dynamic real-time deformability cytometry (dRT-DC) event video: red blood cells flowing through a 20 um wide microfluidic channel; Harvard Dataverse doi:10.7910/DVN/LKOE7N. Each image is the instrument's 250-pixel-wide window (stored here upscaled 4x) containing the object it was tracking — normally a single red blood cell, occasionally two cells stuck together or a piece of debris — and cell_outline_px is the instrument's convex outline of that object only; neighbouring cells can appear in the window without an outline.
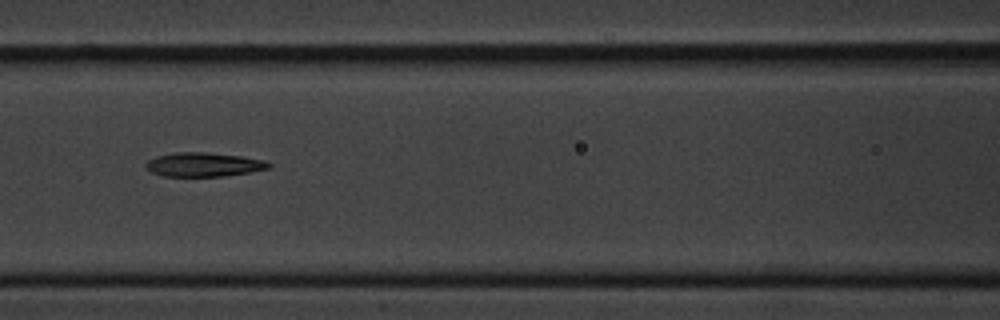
{"species": "common noctule bat (a hibernating species)", "species_latin": "Nyctalus noctula", "temperature_condition": "cold", "stored_images_in_passage": 11, "camera_frame_rate_fps": 3000, "um_per_image_px": 0.085, "animal": {"sex": "male", "body_mass_g": 20.1, "forearm_length_mm": 53.5}, "frame": {"image": 1, "passage_image": 7, "time_ms": 7.667, "image_size_px": [1000, 320], "cell_outline_px": [[272, 168], [224, 176], [164, 176], [152, 172], [144, 164], [148, 160], [156, 156], [176, 152], [204, 152], [244, 156], [264, 160], [272, 164]], "centroid_in_image_um": [17.35, 13.98], "position_along_channel_um": 149.3, "area_um2": 17.22}}
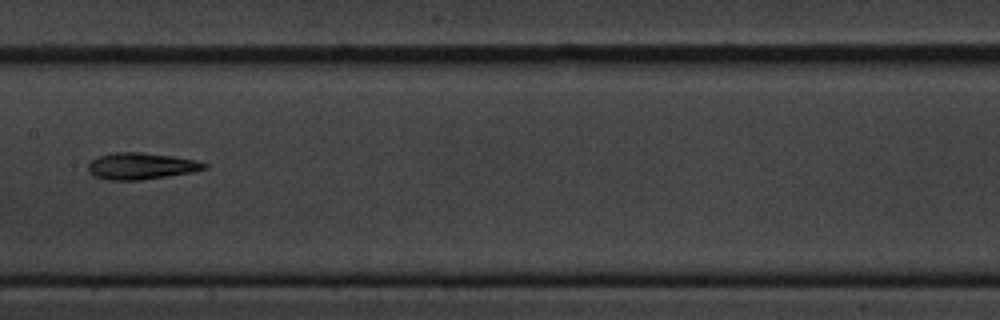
{"frame": {"image": 2, "passage_image": 8, "time_ms": 9.0, "image_size_px": [1000, 320], "cell_outline_px": [[208, 168], [192, 172], [140, 180], [108, 180], [92, 176], [88, 172], [88, 164], [92, 160], [100, 156], [112, 152], [140, 152], [172, 156], [196, 160], [208, 164]], "centroid_in_image_um": [11.97, 14.12], "position_along_channel_um": 195.4, "area_um2": 18.03}}
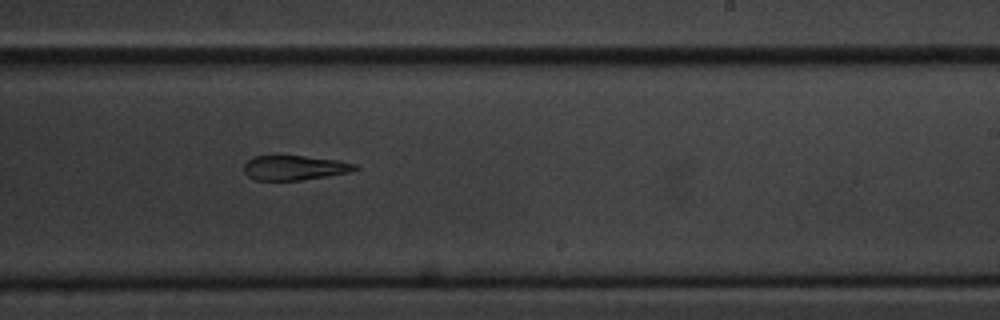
{"frame": {"image": 3, "passage_image": 10, "time_ms": 11.0, "image_size_px": [1000, 320], "cell_outline_px": [[360, 168], [352, 172], [300, 180], [256, 180], [248, 176], [244, 172], [244, 164], [252, 156], [304, 156], [340, 160], [356, 164]], "centroid_in_image_um": [25.06, 14.25], "position_along_channel_um": 263.9, "area_um2": 16.01}}